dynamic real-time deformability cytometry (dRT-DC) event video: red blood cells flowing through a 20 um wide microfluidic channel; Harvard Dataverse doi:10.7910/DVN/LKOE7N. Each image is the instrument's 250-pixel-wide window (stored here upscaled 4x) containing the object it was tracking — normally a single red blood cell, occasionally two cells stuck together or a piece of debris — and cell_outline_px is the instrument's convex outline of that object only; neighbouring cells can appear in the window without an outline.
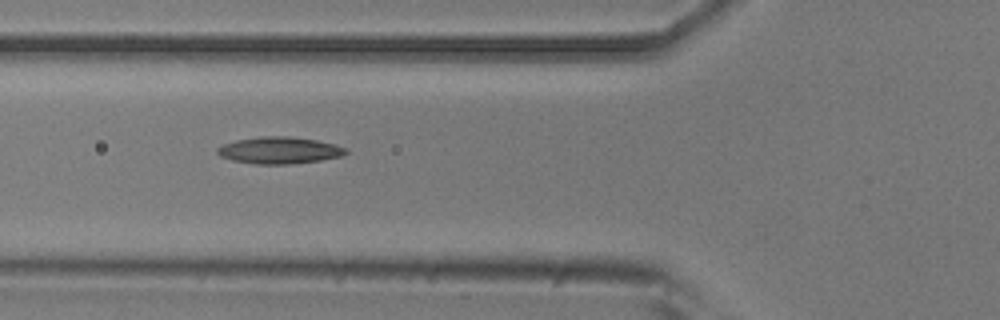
{"species": "common noctule bat (a hibernating species)", "species_latin": "Nyctalus noctula", "temperature_condition": "room temperature", "stored_images_in_passage": 5, "camera_frame_rate_fps": 3000, "um_per_image_px": 0.085, "animal": {"sex": "male", "body_mass_g": 20.5, "forearm_length_mm": 52.5}, "frame": {"image": 1, "passage_image": 3, "time_ms": 0.667, "image_size_px": [1000, 320], "cell_outline_px": [[348, 152], [340, 156], [320, 160], [288, 164], [256, 164], [232, 160], [220, 156], [216, 152], [216, 148], [224, 144], [236, 140], [264, 136], [288, 136], [316, 140], [348, 148]], "centroid_in_image_um": [23.72, 12.78], "position_along_channel_um": 102.1, "area_um2": 19.88}}
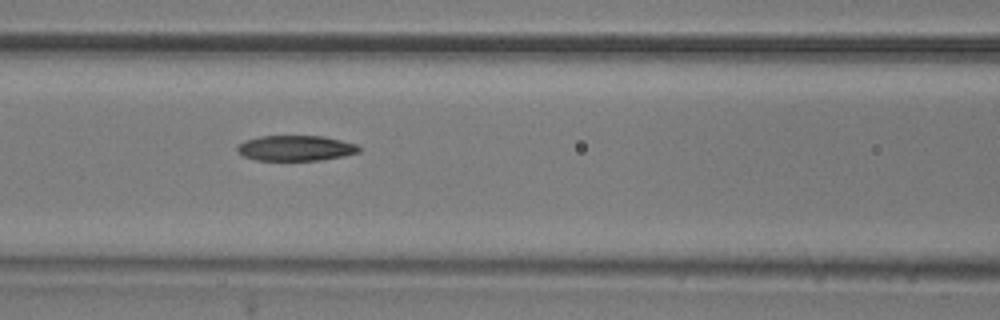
{"frame": {"image": 2, "passage_image": 4, "time_ms": 1.0, "image_size_px": [1000, 320], "cell_outline_px": [[360, 152], [344, 156], [320, 160], [256, 160], [244, 156], [236, 148], [244, 140], [260, 136], [324, 136], [356, 144], [360, 148]], "centroid_in_image_um": [25.15, 12.59], "position_along_channel_um": 141.5, "area_um2": 17.92}}
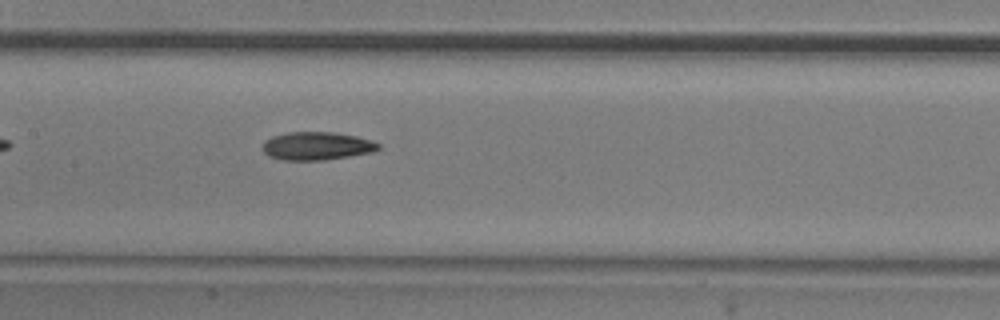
{"frame": {"image": 3, "passage_image": 5, "time_ms": 1.333, "image_size_px": [1000, 320], "cell_outline_px": [[380, 148], [372, 152], [324, 160], [280, 160], [268, 156], [264, 152], [264, 140], [272, 136], [288, 132], [332, 132], [356, 136], [372, 140], [380, 144]], "centroid_in_image_um": [26.92, 12.4], "position_along_channel_um": 180.5, "area_um2": 18.96}}